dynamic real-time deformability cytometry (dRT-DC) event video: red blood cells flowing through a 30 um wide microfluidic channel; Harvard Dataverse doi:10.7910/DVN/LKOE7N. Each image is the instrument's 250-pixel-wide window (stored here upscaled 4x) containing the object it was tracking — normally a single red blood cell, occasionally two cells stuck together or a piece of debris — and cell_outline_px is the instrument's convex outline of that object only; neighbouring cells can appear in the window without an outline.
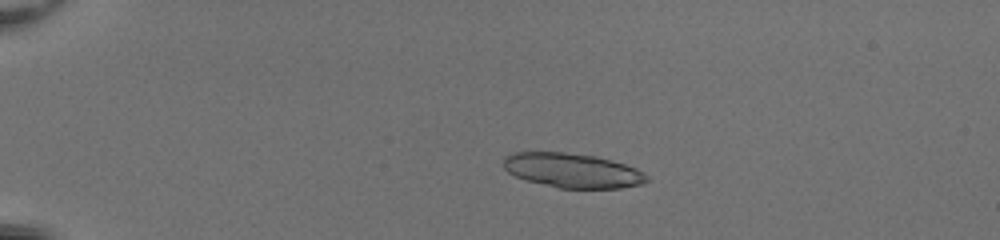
{"species": "common noctule bat (a hibernating species)", "species_latin": "Nyctalus noctula", "temperature_condition": "room temperature", "stored_images_in_passage": 52, "segment_of_instrument_passage": [1, 2], "camera_frame_rate_fps": 3000, "um_per_image_px": 0.085, "animal": {"sex": "female", "body_mass_g": 20.0, "forearm_length_mm": 54.0}, "frame": {"image": 1, "passage_image": 14, "time_ms": 4.333, "image_size_px": [1000, 240], "cell_outline_px": [[652, 180], [644, 184], [620, 188], [560, 188], [528, 180], [516, 176], [508, 172], [504, 168], [504, 156], [512, 152], [564, 152], [596, 156], [612, 160], [636, 168], [644, 172]], "centroid_in_image_um": [48.71, 14.49], "position_along_channel_um": 36.3, "area_um2": 28.9}}